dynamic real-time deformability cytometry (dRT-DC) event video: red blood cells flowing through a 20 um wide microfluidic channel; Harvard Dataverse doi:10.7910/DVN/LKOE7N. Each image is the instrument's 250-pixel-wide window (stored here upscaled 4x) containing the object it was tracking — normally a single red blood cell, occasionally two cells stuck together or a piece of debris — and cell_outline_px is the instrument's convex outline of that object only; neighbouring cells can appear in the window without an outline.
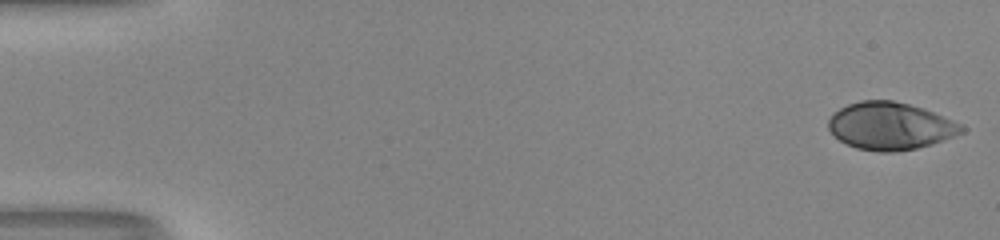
{"species": "human", "species_latin": "Homo sapiens", "temperature_condition": "room temperature", "stored_images_in_passage": 53, "camera_frame_rate_fps": 3000, "um_per_image_px": 0.085, "donor": {"sex": "male"}, "frame": {"image": 1, "passage_image": 1, "time_ms": 0.0, "image_size_px": [1000, 240], "cell_outline_px": [[968, 128], [964, 132], [932, 144], [916, 148], [896, 152], [876, 152], [856, 148], [840, 140], [828, 128], [828, 120], [840, 108], [848, 104], [860, 100], [892, 100], [924, 108], [964, 124]], "centroid_in_image_um": [75.72, 10.71], "position_along_channel_um": 9.3, "area_um2": 36.93}}
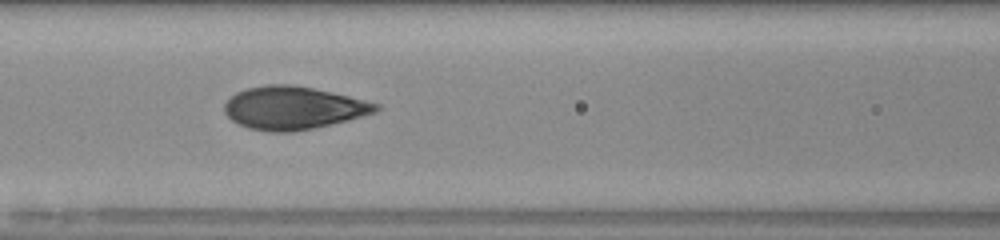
{"frame": {"image": 2, "passage_image": 24, "time_ms": 7.667, "image_size_px": [1000, 240], "cell_outline_px": [[380, 108], [376, 112], [348, 120], [312, 128], [292, 132], [268, 132], [248, 128], [232, 120], [224, 112], [224, 104], [236, 92], [248, 88], [268, 84], [288, 84], [312, 88], [348, 96], [380, 104]], "centroid_in_image_um": [24.91, 9.18], "position_along_channel_um": 141.7, "area_um2": 37.57}}
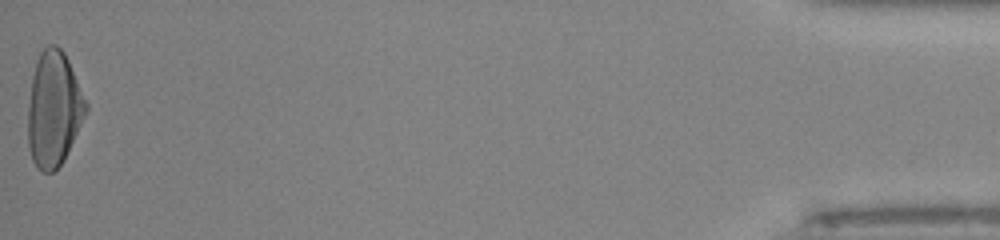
{"frame": {"image": 3, "passage_image": 53, "time_ms": 17.333, "image_size_px": [1000, 240], "cell_outline_px": [[88, 108], [60, 164], [52, 172], [44, 172], [32, 160], [28, 144], [28, 104], [32, 76], [36, 60], [40, 52], [48, 44], [56, 44], [64, 52], [68, 60], [88, 104]], "centroid_in_image_um": [4.54, 9.2], "position_along_channel_um": 430.7, "area_um2": 38.21}, "authors_computed_cell_mechanics": {"area_um2": 37.2232, "velocity_mm_per_s": 3.9927, "shape_relaxation_time_tau1_ms": 6.0425, "shape_relaxation_time_tau2_ms": null, "deformation_change_tau1": 0.2471, "deformation_change_tau2": null}}